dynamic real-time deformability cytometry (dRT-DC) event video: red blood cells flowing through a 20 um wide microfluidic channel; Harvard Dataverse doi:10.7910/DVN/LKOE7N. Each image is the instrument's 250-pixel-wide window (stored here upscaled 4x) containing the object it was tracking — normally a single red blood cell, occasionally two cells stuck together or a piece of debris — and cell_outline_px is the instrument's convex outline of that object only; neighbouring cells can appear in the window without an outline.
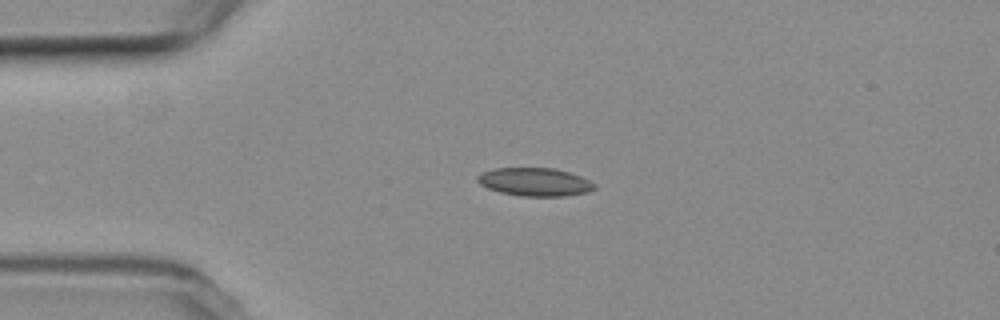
{"species": "common noctule bat (a hibernating species)", "species_latin": "Nyctalus noctula", "temperature_condition": "room temperature", "stored_images_in_passage": 5, "camera_frame_rate_fps": 3000, "um_per_image_px": 0.085, "animal": {"sex": "female", "body_mass_g": 19.3, "forearm_length_mm": 54.1}, "frame": {"image": 1, "passage_image": 4, "time_ms": 3.667, "image_size_px": [1000, 320], "cell_outline_px": [[596, 188], [588, 192], [564, 196], [520, 196], [500, 192], [488, 188], [480, 184], [476, 180], [476, 176], [480, 172], [492, 168], [556, 168], [580, 176], [596, 184]], "centroid_in_image_um": [45.43, 15.46], "position_along_channel_um": 39.6, "area_um2": 19.36}}